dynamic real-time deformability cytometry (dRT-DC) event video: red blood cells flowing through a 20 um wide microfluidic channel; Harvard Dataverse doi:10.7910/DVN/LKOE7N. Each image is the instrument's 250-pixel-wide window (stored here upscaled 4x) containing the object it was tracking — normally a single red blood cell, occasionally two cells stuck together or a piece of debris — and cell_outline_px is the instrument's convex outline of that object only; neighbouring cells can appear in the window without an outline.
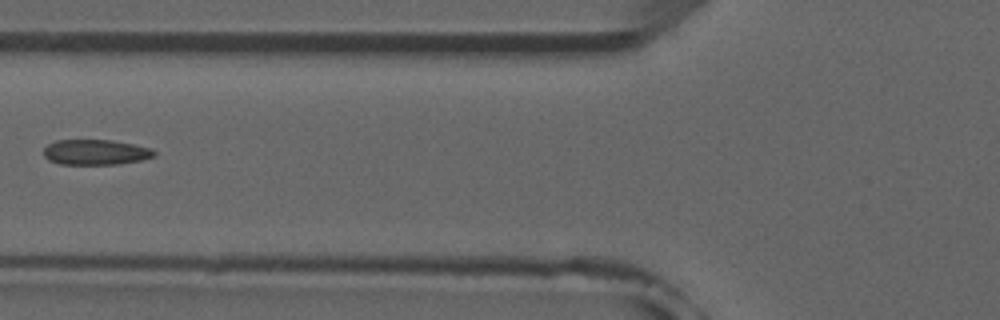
{"species": "common noctule bat (a hibernating species)", "species_latin": "Nyctalus noctula", "temperature_condition": "room temperature", "stored_images_in_passage": 6, "camera_frame_rate_fps": 3000, "um_per_image_px": 0.085, "animal": {"sex": "male", "forearm_length_mm": 52.5}, "frame": {"image": 1, "passage_image": 6, "time_ms": 6.667, "image_size_px": [1000, 320], "cell_outline_px": [[156, 156], [140, 160], [116, 164], [60, 164], [48, 160], [44, 156], [44, 148], [48, 144], [56, 140], [112, 140], [136, 144], [152, 148], [156, 152]], "centroid_in_image_um": [8.14, 12.93], "position_along_channel_um": 117.7, "area_um2": 16.42}}